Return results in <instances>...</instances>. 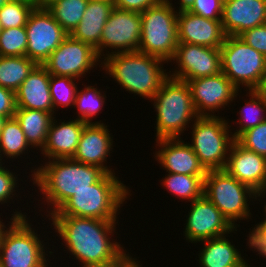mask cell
<instances>
[{"label": "cell", "instance_id": "cell-1", "mask_svg": "<svg viewBox=\"0 0 266 267\" xmlns=\"http://www.w3.org/2000/svg\"><path fill=\"white\" fill-rule=\"evenodd\" d=\"M48 217L56 236L59 234L64 248L81 267H112L127 252L123 244L112 239L118 221L69 215Z\"/></svg>", "mask_w": 266, "mask_h": 267}, {"label": "cell", "instance_id": "cell-2", "mask_svg": "<svg viewBox=\"0 0 266 267\" xmlns=\"http://www.w3.org/2000/svg\"><path fill=\"white\" fill-rule=\"evenodd\" d=\"M45 164V165H44ZM31 181L37 186L47 204V215L56 212L75 192L91 188L107 172L98 166L87 165L72 158L47 160L31 167ZM49 213V214H48Z\"/></svg>", "mask_w": 266, "mask_h": 267}, {"label": "cell", "instance_id": "cell-3", "mask_svg": "<svg viewBox=\"0 0 266 267\" xmlns=\"http://www.w3.org/2000/svg\"><path fill=\"white\" fill-rule=\"evenodd\" d=\"M163 60L140 51L107 55L99 67L118 85L146 100H152L163 81L169 76Z\"/></svg>", "mask_w": 266, "mask_h": 267}, {"label": "cell", "instance_id": "cell-4", "mask_svg": "<svg viewBox=\"0 0 266 267\" xmlns=\"http://www.w3.org/2000/svg\"><path fill=\"white\" fill-rule=\"evenodd\" d=\"M115 173H106L91 188L74 193L56 212L51 215L96 218L118 221L120 207L132 193ZM130 195V196H129Z\"/></svg>", "mask_w": 266, "mask_h": 267}, {"label": "cell", "instance_id": "cell-5", "mask_svg": "<svg viewBox=\"0 0 266 267\" xmlns=\"http://www.w3.org/2000/svg\"><path fill=\"white\" fill-rule=\"evenodd\" d=\"M156 111V139L181 138L199 116L186 81L168 76L151 100Z\"/></svg>", "mask_w": 266, "mask_h": 267}, {"label": "cell", "instance_id": "cell-6", "mask_svg": "<svg viewBox=\"0 0 266 267\" xmlns=\"http://www.w3.org/2000/svg\"><path fill=\"white\" fill-rule=\"evenodd\" d=\"M13 213L0 246V266L48 267L50 261L44 240L31 228L33 225L24 212L13 209Z\"/></svg>", "mask_w": 266, "mask_h": 267}, {"label": "cell", "instance_id": "cell-7", "mask_svg": "<svg viewBox=\"0 0 266 267\" xmlns=\"http://www.w3.org/2000/svg\"><path fill=\"white\" fill-rule=\"evenodd\" d=\"M172 0L146 9L141 15V42L138 51L166 62L171 61L178 45L177 14Z\"/></svg>", "mask_w": 266, "mask_h": 267}, {"label": "cell", "instance_id": "cell-8", "mask_svg": "<svg viewBox=\"0 0 266 267\" xmlns=\"http://www.w3.org/2000/svg\"><path fill=\"white\" fill-rule=\"evenodd\" d=\"M228 123L221 116H199L190 124L192 144L188 143L207 171L224 170L226 166L231 145L235 141Z\"/></svg>", "mask_w": 266, "mask_h": 267}, {"label": "cell", "instance_id": "cell-9", "mask_svg": "<svg viewBox=\"0 0 266 267\" xmlns=\"http://www.w3.org/2000/svg\"><path fill=\"white\" fill-rule=\"evenodd\" d=\"M204 195L238 228L237 220L251 219L248 201H256V192L225 170H209L204 178ZM252 199V200H251ZM251 215V216H250Z\"/></svg>", "mask_w": 266, "mask_h": 267}, {"label": "cell", "instance_id": "cell-10", "mask_svg": "<svg viewBox=\"0 0 266 267\" xmlns=\"http://www.w3.org/2000/svg\"><path fill=\"white\" fill-rule=\"evenodd\" d=\"M222 72L239 89L255 90L266 71V57L238 36H226L220 48Z\"/></svg>", "mask_w": 266, "mask_h": 267}, {"label": "cell", "instance_id": "cell-11", "mask_svg": "<svg viewBox=\"0 0 266 267\" xmlns=\"http://www.w3.org/2000/svg\"><path fill=\"white\" fill-rule=\"evenodd\" d=\"M100 62L102 60L91 45L67 35L42 65L50 75L80 80Z\"/></svg>", "mask_w": 266, "mask_h": 267}, {"label": "cell", "instance_id": "cell-12", "mask_svg": "<svg viewBox=\"0 0 266 267\" xmlns=\"http://www.w3.org/2000/svg\"><path fill=\"white\" fill-rule=\"evenodd\" d=\"M26 56L42 65L68 35L47 8L35 7L27 24Z\"/></svg>", "mask_w": 266, "mask_h": 267}, {"label": "cell", "instance_id": "cell-13", "mask_svg": "<svg viewBox=\"0 0 266 267\" xmlns=\"http://www.w3.org/2000/svg\"><path fill=\"white\" fill-rule=\"evenodd\" d=\"M140 42V13L114 8L102 30L100 59L114 53L138 51ZM104 51H106L105 54ZM102 56L103 58H101Z\"/></svg>", "mask_w": 266, "mask_h": 267}, {"label": "cell", "instance_id": "cell-14", "mask_svg": "<svg viewBox=\"0 0 266 267\" xmlns=\"http://www.w3.org/2000/svg\"><path fill=\"white\" fill-rule=\"evenodd\" d=\"M198 116L214 117L236 100L239 89L223 73L187 81Z\"/></svg>", "mask_w": 266, "mask_h": 267}, {"label": "cell", "instance_id": "cell-15", "mask_svg": "<svg viewBox=\"0 0 266 267\" xmlns=\"http://www.w3.org/2000/svg\"><path fill=\"white\" fill-rule=\"evenodd\" d=\"M190 204L183 232L188 242L198 243L238 230L205 195Z\"/></svg>", "mask_w": 266, "mask_h": 267}, {"label": "cell", "instance_id": "cell-16", "mask_svg": "<svg viewBox=\"0 0 266 267\" xmlns=\"http://www.w3.org/2000/svg\"><path fill=\"white\" fill-rule=\"evenodd\" d=\"M170 62H176L177 68L169 76L186 82L222 72L220 48L178 43Z\"/></svg>", "mask_w": 266, "mask_h": 267}, {"label": "cell", "instance_id": "cell-17", "mask_svg": "<svg viewBox=\"0 0 266 267\" xmlns=\"http://www.w3.org/2000/svg\"><path fill=\"white\" fill-rule=\"evenodd\" d=\"M155 141L159 149L154 157L163 170L173 174L206 176L207 170L185 140L164 138Z\"/></svg>", "mask_w": 266, "mask_h": 267}, {"label": "cell", "instance_id": "cell-18", "mask_svg": "<svg viewBox=\"0 0 266 267\" xmlns=\"http://www.w3.org/2000/svg\"><path fill=\"white\" fill-rule=\"evenodd\" d=\"M113 137L110 134L108 125L105 123L85 124L76 152L72 159L75 161L98 166L107 173H115L107 166V158L113 150ZM105 164V165H104Z\"/></svg>", "mask_w": 266, "mask_h": 267}, {"label": "cell", "instance_id": "cell-19", "mask_svg": "<svg viewBox=\"0 0 266 267\" xmlns=\"http://www.w3.org/2000/svg\"><path fill=\"white\" fill-rule=\"evenodd\" d=\"M221 23L226 36L266 24V0H223Z\"/></svg>", "mask_w": 266, "mask_h": 267}, {"label": "cell", "instance_id": "cell-20", "mask_svg": "<svg viewBox=\"0 0 266 267\" xmlns=\"http://www.w3.org/2000/svg\"><path fill=\"white\" fill-rule=\"evenodd\" d=\"M178 42L221 48L226 38L221 20L204 18L189 11L177 14Z\"/></svg>", "mask_w": 266, "mask_h": 267}, {"label": "cell", "instance_id": "cell-21", "mask_svg": "<svg viewBox=\"0 0 266 267\" xmlns=\"http://www.w3.org/2000/svg\"><path fill=\"white\" fill-rule=\"evenodd\" d=\"M224 170L255 192L266 187V158L240 146L231 145Z\"/></svg>", "mask_w": 266, "mask_h": 267}, {"label": "cell", "instance_id": "cell-22", "mask_svg": "<svg viewBox=\"0 0 266 267\" xmlns=\"http://www.w3.org/2000/svg\"><path fill=\"white\" fill-rule=\"evenodd\" d=\"M53 118L48 130L47 140L41 154L43 160L72 158L76 152L85 122L79 119H69L57 122Z\"/></svg>", "mask_w": 266, "mask_h": 267}, {"label": "cell", "instance_id": "cell-23", "mask_svg": "<svg viewBox=\"0 0 266 267\" xmlns=\"http://www.w3.org/2000/svg\"><path fill=\"white\" fill-rule=\"evenodd\" d=\"M50 76L43 65H37L15 91L16 108L54 113L49 89Z\"/></svg>", "mask_w": 266, "mask_h": 267}, {"label": "cell", "instance_id": "cell-24", "mask_svg": "<svg viewBox=\"0 0 266 267\" xmlns=\"http://www.w3.org/2000/svg\"><path fill=\"white\" fill-rule=\"evenodd\" d=\"M113 9V0H89L80 23L70 34L73 38L91 45L99 58L102 30Z\"/></svg>", "mask_w": 266, "mask_h": 267}, {"label": "cell", "instance_id": "cell-25", "mask_svg": "<svg viewBox=\"0 0 266 267\" xmlns=\"http://www.w3.org/2000/svg\"><path fill=\"white\" fill-rule=\"evenodd\" d=\"M227 237V238H226ZM203 249L198 254L199 267H249L240 249L228 239L227 234L202 241ZM243 256V257H242ZM245 259V260H244Z\"/></svg>", "mask_w": 266, "mask_h": 267}, {"label": "cell", "instance_id": "cell-26", "mask_svg": "<svg viewBox=\"0 0 266 267\" xmlns=\"http://www.w3.org/2000/svg\"><path fill=\"white\" fill-rule=\"evenodd\" d=\"M56 114L42 110L16 108L14 117L19 122L31 149L42 151L46 144L50 124Z\"/></svg>", "mask_w": 266, "mask_h": 267}, {"label": "cell", "instance_id": "cell-27", "mask_svg": "<svg viewBox=\"0 0 266 267\" xmlns=\"http://www.w3.org/2000/svg\"><path fill=\"white\" fill-rule=\"evenodd\" d=\"M37 65L27 56H0V86L15 92Z\"/></svg>", "mask_w": 266, "mask_h": 267}, {"label": "cell", "instance_id": "cell-28", "mask_svg": "<svg viewBox=\"0 0 266 267\" xmlns=\"http://www.w3.org/2000/svg\"><path fill=\"white\" fill-rule=\"evenodd\" d=\"M30 148L16 118H7L0 132V161L3 163L2 159L4 157L7 159L22 157L20 155L28 153V150H31Z\"/></svg>", "mask_w": 266, "mask_h": 267}, {"label": "cell", "instance_id": "cell-29", "mask_svg": "<svg viewBox=\"0 0 266 267\" xmlns=\"http://www.w3.org/2000/svg\"><path fill=\"white\" fill-rule=\"evenodd\" d=\"M205 176L168 173L162 178L163 185L176 198L194 201L204 195Z\"/></svg>", "mask_w": 266, "mask_h": 267}, {"label": "cell", "instance_id": "cell-30", "mask_svg": "<svg viewBox=\"0 0 266 267\" xmlns=\"http://www.w3.org/2000/svg\"><path fill=\"white\" fill-rule=\"evenodd\" d=\"M89 0H57L47 7L54 19L70 35L80 23Z\"/></svg>", "mask_w": 266, "mask_h": 267}, {"label": "cell", "instance_id": "cell-31", "mask_svg": "<svg viewBox=\"0 0 266 267\" xmlns=\"http://www.w3.org/2000/svg\"><path fill=\"white\" fill-rule=\"evenodd\" d=\"M245 96L250 97V100L244 101L245 105L238 113L239 121L234 122L239 125L231 133L234 139L246 130L256 127L266 120V101L255 90H249Z\"/></svg>", "mask_w": 266, "mask_h": 267}, {"label": "cell", "instance_id": "cell-32", "mask_svg": "<svg viewBox=\"0 0 266 267\" xmlns=\"http://www.w3.org/2000/svg\"><path fill=\"white\" fill-rule=\"evenodd\" d=\"M101 90L102 89L99 90L97 87L95 88L91 85H86L81 90H77L74 104V107L78 109L77 112H75L76 114L78 113L76 116L77 119L86 124L101 123V120L92 122L94 116L96 117V115H99L98 112L102 110L107 98L106 93Z\"/></svg>", "mask_w": 266, "mask_h": 267}, {"label": "cell", "instance_id": "cell-33", "mask_svg": "<svg viewBox=\"0 0 266 267\" xmlns=\"http://www.w3.org/2000/svg\"><path fill=\"white\" fill-rule=\"evenodd\" d=\"M78 79L64 76H50V95L53 104L54 114L59 107H70L74 109L76 94H77V82Z\"/></svg>", "mask_w": 266, "mask_h": 267}, {"label": "cell", "instance_id": "cell-34", "mask_svg": "<svg viewBox=\"0 0 266 267\" xmlns=\"http://www.w3.org/2000/svg\"><path fill=\"white\" fill-rule=\"evenodd\" d=\"M34 8V5L24 1L9 0L0 8L2 29L25 26Z\"/></svg>", "mask_w": 266, "mask_h": 267}, {"label": "cell", "instance_id": "cell-35", "mask_svg": "<svg viewBox=\"0 0 266 267\" xmlns=\"http://www.w3.org/2000/svg\"><path fill=\"white\" fill-rule=\"evenodd\" d=\"M27 32L25 26L2 29L0 56H26Z\"/></svg>", "mask_w": 266, "mask_h": 267}, {"label": "cell", "instance_id": "cell-36", "mask_svg": "<svg viewBox=\"0 0 266 267\" xmlns=\"http://www.w3.org/2000/svg\"><path fill=\"white\" fill-rule=\"evenodd\" d=\"M235 141L243 148L266 158V120L240 134Z\"/></svg>", "mask_w": 266, "mask_h": 267}, {"label": "cell", "instance_id": "cell-37", "mask_svg": "<svg viewBox=\"0 0 266 267\" xmlns=\"http://www.w3.org/2000/svg\"><path fill=\"white\" fill-rule=\"evenodd\" d=\"M2 163L0 165V204L9 203L10 200L13 201L14 196L17 194L15 191L19 190L17 189L19 186H17L18 182V176L10 171ZM16 189V190H15Z\"/></svg>", "mask_w": 266, "mask_h": 267}, {"label": "cell", "instance_id": "cell-38", "mask_svg": "<svg viewBox=\"0 0 266 267\" xmlns=\"http://www.w3.org/2000/svg\"><path fill=\"white\" fill-rule=\"evenodd\" d=\"M222 9L223 0H194L189 12L204 18L221 20Z\"/></svg>", "mask_w": 266, "mask_h": 267}, {"label": "cell", "instance_id": "cell-39", "mask_svg": "<svg viewBox=\"0 0 266 267\" xmlns=\"http://www.w3.org/2000/svg\"><path fill=\"white\" fill-rule=\"evenodd\" d=\"M261 222L257 223L252 230L250 229L248 239V248L257 252L259 256L266 258V217Z\"/></svg>", "mask_w": 266, "mask_h": 267}, {"label": "cell", "instance_id": "cell-40", "mask_svg": "<svg viewBox=\"0 0 266 267\" xmlns=\"http://www.w3.org/2000/svg\"><path fill=\"white\" fill-rule=\"evenodd\" d=\"M238 37L266 57V24L246 30Z\"/></svg>", "mask_w": 266, "mask_h": 267}, {"label": "cell", "instance_id": "cell-41", "mask_svg": "<svg viewBox=\"0 0 266 267\" xmlns=\"http://www.w3.org/2000/svg\"><path fill=\"white\" fill-rule=\"evenodd\" d=\"M162 0H113L114 8L142 13Z\"/></svg>", "mask_w": 266, "mask_h": 267}, {"label": "cell", "instance_id": "cell-42", "mask_svg": "<svg viewBox=\"0 0 266 267\" xmlns=\"http://www.w3.org/2000/svg\"><path fill=\"white\" fill-rule=\"evenodd\" d=\"M16 111L15 92L0 86V116L14 117Z\"/></svg>", "mask_w": 266, "mask_h": 267}, {"label": "cell", "instance_id": "cell-43", "mask_svg": "<svg viewBox=\"0 0 266 267\" xmlns=\"http://www.w3.org/2000/svg\"><path fill=\"white\" fill-rule=\"evenodd\" d=\"M112 267H142V264L126 252Z\"/></svg>", "mask_w": 266, "mask_h": 267}, {"label": "cell", "instance_id": "cell-44", "mask_svg": "<svg viewBox=\"0 0 266 267\" xmlns=\"http://www.w3.org/2000/svg\"><path fill=\"white\" fill-rule=\"evenodd\" d=\"M255 91L266 101V71L262 76L261 82L259 86L255 89Z\"/></svg>", "mask_w": 266, "mask_h": 267}, {"label": "cell", "instance_id": "cell-45", "mask_svg": "<svg viewBox=\"0 0 266 267\" xmlns=\"http://www.w3.org/2000/svg\"><path fill=\"white\" fill-rule=\"evenodd\" d=\"M178 4H179V7L177 6L178 9H176L178 13L189 11L194 4V0H179Z\"/></svg>", "mask_w": 266, "mask_h": 267}, {"label": "cell", "instance_id": "cell-46", "mask_svg": "<svg viewBox=\"0 0 266 267\" xmlns=\"http://www.w3.org/2000/svg\"><path fill=\"white\" fill-rule=\"evenodd\" d=\"M265 195H266V187H264L263 189H260L256 192V200L258 199L259 201L263 200V198H265ZM262 198V199H261ZM264 215L266 217V202H264Z\"/></svg>", "mask_w": 266, "mask_h": 267}, {"label": "cell", "instance_id": "cell-47", "mask_svg": "<svg viewBox=\"0 0 266 267\" xmlns=\"http://www.w3.org/2000/svg\"><path fill=\"white\" fill-rule=\"evenodd\" d=\"M57 0H37V8H47Z\"/></svg>", "mask_w": 266, "mask_h": 267}, {"label": "cell", "instance_id": "cell-48", "mask_svg": "<svg viewBox=\"0 0 266 267\" xmlns=\"http://www.w3.org/2000/svg\"><path fill=\"white\" fill-rule=\"evenodd\" d=\"M4 221L2 218L0 219V246H1V243H2V239H3V236L5 234V231L8 229L6 226H5V223L2 222Z\"/></svg>", "mask_w": 266, "mask_h": 267}, {"label": "cell", "instance_id": "cell-49", "mask_svg": "<svg viewBox=\"0 0 266 267\" xmlns=\"http://www.w3.org/2000/svg\"><path fill=\"white\" fill-rule=\"evenodd\" d=\"M18 1H24L37 7V0H18Z\"/></svg>", "mask_w": 266, "mask_h": 267}, {"label": "cell", "instance_id": "cell-50", "mask_svg": "<svg viewBox=\"0 0 266 267\" xmlns=\"http://www.w3.org/2000/svg\"><path fill=\"white\" fill-rule=\"evenodd\" d=\"M5 120H6L5 117L0 116V132H1V130H2V126H3V123H4Z\"/></svg>", "mask_w": 266, "mask_h": 267}, {"label": "cell", "instance_id": "cell-51", "mask_svg": "<svg viewBox=\"0 0 266 267\" xmlns=\"http://www.w3.org/2000/svg\"><path fill=\"white\" fill-rule=\"evenodd\" d=\"M9 0H0V8L6 4Z\"/></svg>", "mask_w": 266, "mask_h": 267}]
</instances>
